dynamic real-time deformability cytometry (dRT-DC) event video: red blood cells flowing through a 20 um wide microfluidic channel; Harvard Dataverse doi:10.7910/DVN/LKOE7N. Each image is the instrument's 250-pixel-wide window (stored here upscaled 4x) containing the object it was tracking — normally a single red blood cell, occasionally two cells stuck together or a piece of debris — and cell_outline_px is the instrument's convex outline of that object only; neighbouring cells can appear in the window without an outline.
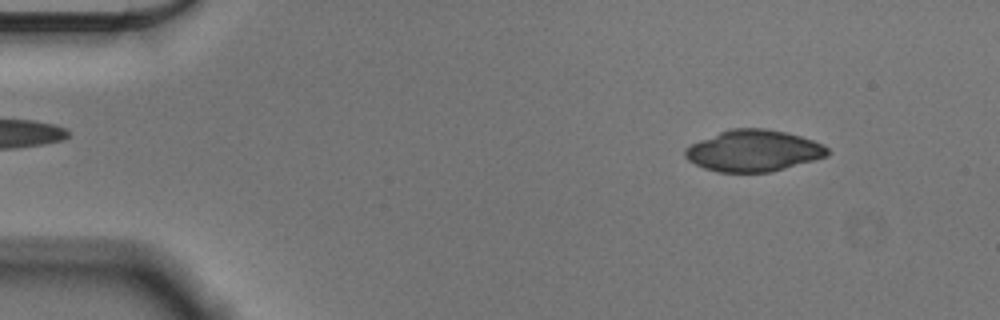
{"species": "Egyptian fruit bat (a non-hibernating species)", "species_latin": "Rousettus aegyptiacus", "temperature_condition": "cold", "stored_images_in_passage": 54, "camera_frame_rate_fps": 3000, "um_per_image_px": 0.085, "animal": {"sex": "male"}, "frame": {"image": 1, "passage_image": 6, "time_ms": 1.667, "image_size_px": [1000, 320], "cell_outline_px": [[828, 156], [784, 168], [768, 172], [716, 172], [704, 168], [688, 160], [684, 156], [684, 148], [700, 140], [720, 132], [732, 128], [764, 128], [784, 132], [800, 136], [824, 144], [828, 148]], "centroid_in_image_um": [64.03, 12.81], "position_along_channel_um": 21.0, "area_um2": 34.1}}